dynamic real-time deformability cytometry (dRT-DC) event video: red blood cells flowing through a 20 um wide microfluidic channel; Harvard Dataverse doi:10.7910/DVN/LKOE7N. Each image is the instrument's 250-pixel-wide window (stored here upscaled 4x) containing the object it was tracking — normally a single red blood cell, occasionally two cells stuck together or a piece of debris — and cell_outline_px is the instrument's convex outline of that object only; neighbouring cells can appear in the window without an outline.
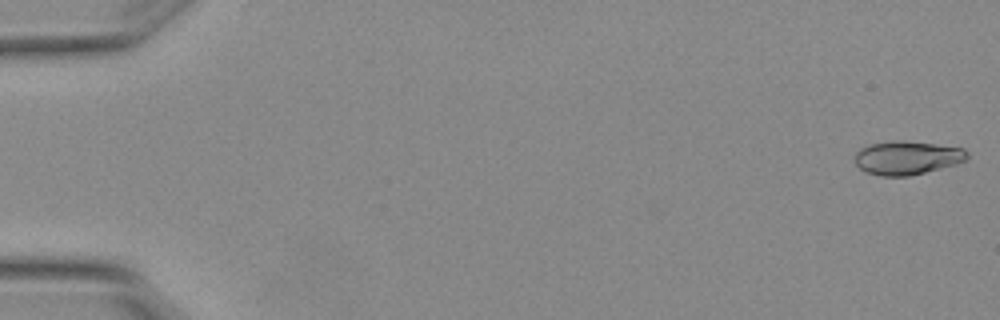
{"species": "Egyptian fruit bat (a non-hibernating species)", "species_latin": "Rousettus aegyptiacus", "temperature_condition": "warm", "stored_images_in_passage": 6, "camera_frame_rate_fps": 3000, "um_per_image_px": 0.085, "animal": {"sex": "female"}, "frame": {"image": 1, "passage_image": 1, "time_ms": 0.0, "image_size_px": [1000, 320], "cell_outline_px": [[968, 160], [956, 164], [908, 176], [880, 176], [868, 172], [860, 168], [856, 164], [856, 152], [860, 148], [872, 144], [892, 140], [904, 140], [964, 148], [968, 152]], "centroid_in_image_um": [77.13, 13.4], "position_along_channel_um": 7.9, "area_um2": 21.91}}
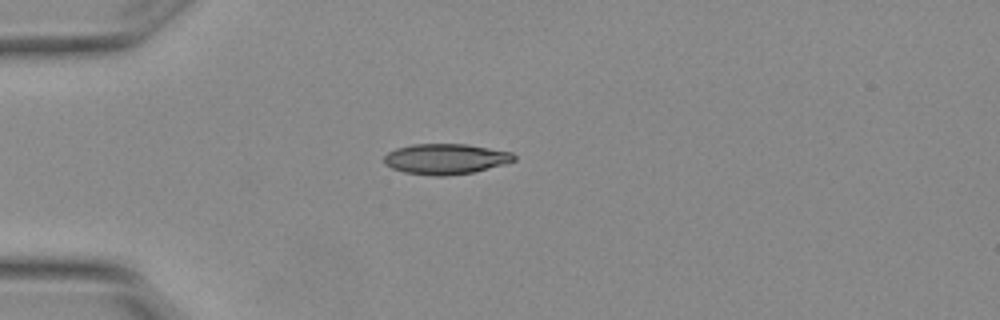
{"frame": {"image": 2, "passage_image": 5, "time_ms": 1.333, "image_size_px": [1000, 320], "cell_outline_px": [[516, 160], [488, 168], [472, 172], [444, 176], [436, 176], [404, 172], [392, 168], [384, 164], [384, 156], [388, 152], [396, 148], [412, 144], [468, 144], [512, 152], [516, 156]], "centroid_in_image_um": [37.86, 13.5], "position_along_channel_um": 47.1, "area_um2": 23.0}}
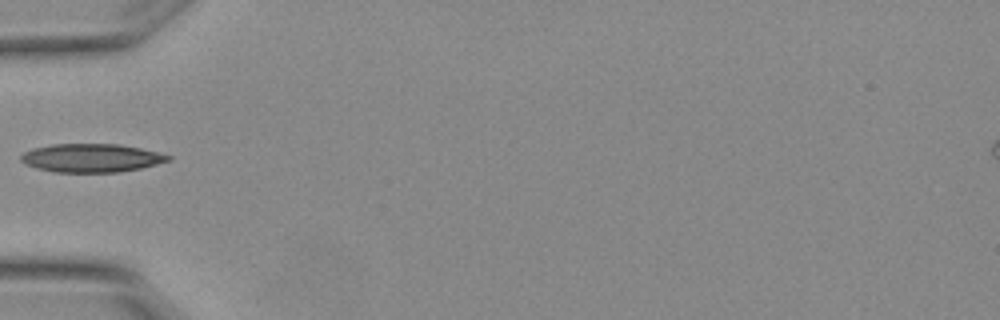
{"frame": {"image": 3, "passage_image": 6, "time_ms": 1.667, "image_size_px": [1000, 320], "cell_outline_px": [[172, 160], [140, 168], [120, 172], [56, 172], [36, 168], [24, 164], [20, 160], [20, 156], [24, 152], [32, 148], [52, 144], [120, 144], [140, 148], [172, 156]], "centroid_in_image_um": [7.74, 13.42], "position_along_channel_um": 77.3, "area_um2": 24.45}}